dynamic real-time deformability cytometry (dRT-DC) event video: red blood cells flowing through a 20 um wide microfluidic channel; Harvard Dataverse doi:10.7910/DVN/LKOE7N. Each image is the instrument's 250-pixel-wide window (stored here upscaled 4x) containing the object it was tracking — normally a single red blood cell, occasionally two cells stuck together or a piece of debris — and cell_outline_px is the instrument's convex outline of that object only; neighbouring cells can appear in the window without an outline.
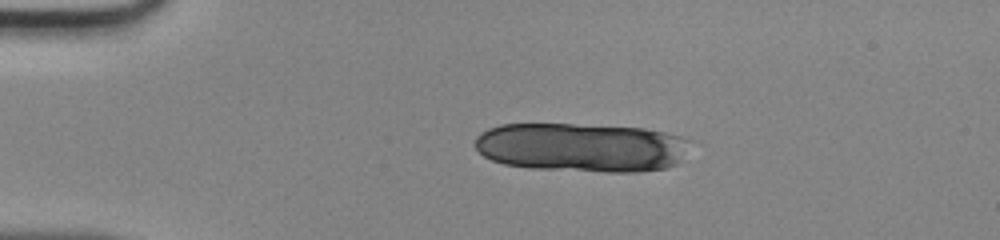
{"species": "human", "species_latin": "Homo sapiens", "temperature_condition": "room temperature", "stored_images_in_passage": 39, "camera_frame_rate_fps": 3000, "um_per_image_px": 0.085, "donor": {"sex": "male"}, "frame": {"image": 1, "passage_image": 1, "time_ms": 0.0, "image_size_px": [1000, 240], "cell_outline_px": [[692, 140], [680, 160], [676, 164], [664, 168], [640, 172], [608, 172], [532, 168], [504, 164], [492, 160], [484, 156], [476, 148], [476, 136], [480, 132], [488, 128], [500, 124], [572, 124], [644, 128], [664, 132], [680, 136]], "centroid_in_image_um": [49.43, 12.52], "position_along_channel_um": 35.6, "area_um2": 61.61}}
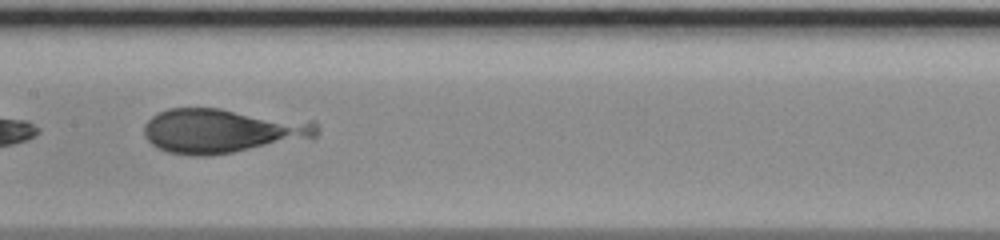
{"frame": {"image": 2, "passage_image": 16, "time_ms": 5.0, "image_size_px": [1000, 240], "cell_outline_px": [[288, 132], [264, 144], [232, 152], [208, 156], [192, 156], [168, 152], [152, 144], [144, 136], [144, 124], [152, 116], [168, 108], [220, 108], [276, 124], [288, 128]], "centroid_in_image_um": [17.68, 11.16], "position_along_channel_um": 189.7, "area_um2": 36.47}}
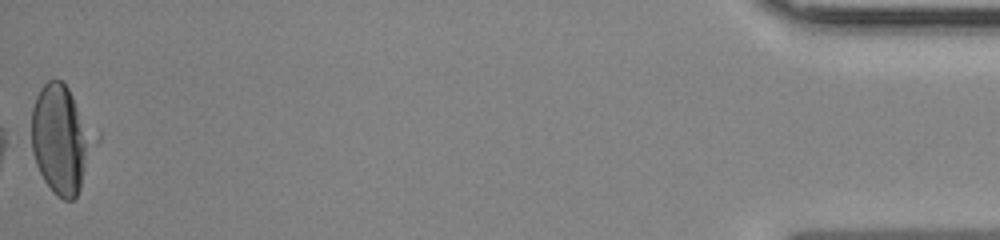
{"frame": {"image": 3, "passage_image": 39, "time_ms": 12.667, "image_size_px": [1000, 240], "cell_outline_px": [[100, 140], [80, 188], [76, 196], [72, 200], [64, 200], [56, 196], [52, 192], [44, 180], [36, 164], [32, 152], [32, 108], [36, 96], [40, 88], [48, 80], [60, 80], [68, 88], [100, 132]], "centroid_in_image_um": [5.29, 11.84], "position_along_channel_um": 429.9, "area_um2": 41.15}}